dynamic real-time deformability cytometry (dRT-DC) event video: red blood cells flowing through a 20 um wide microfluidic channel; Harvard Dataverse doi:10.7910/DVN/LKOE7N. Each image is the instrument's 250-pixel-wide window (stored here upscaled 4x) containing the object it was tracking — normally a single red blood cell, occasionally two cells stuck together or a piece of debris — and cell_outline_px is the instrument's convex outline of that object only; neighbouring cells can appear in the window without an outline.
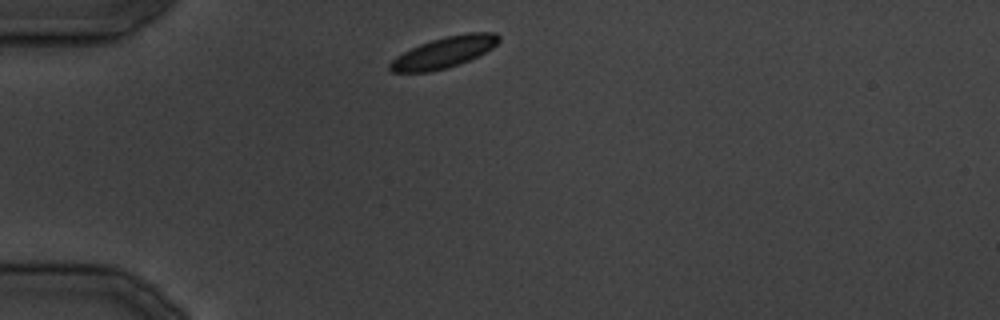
{"species": "common noctule bat (a hibernating species)", "species_latin": "Nyctalus noctula", "temperature_condition": "cold", "stored_images_in_passage": 26, "camera_frame_rate_fps": 3000, "um_per_image_px": 0.085, "animal": {"sex": "male", "body_mass_g": 19.5, "forearm_length_mm": 54.6}, "frame": {"image": 1, "passage_image": 1, "time_ms": 0.0, "image_size_px": [1000, 320], "cell_outline_px": [[500, 40], [492, 48], [460, 64], [448, 68], [428, 72], [392, 72], [388, 68], [388, 64], [396, 56], [420, 44], [432, 40], [464, 32], [496, 32], [500, 36]], "centroid_in_image_um": [37.74, 4.45], "position_along_channel_um": 47.3, "area_um2": 19.59}}
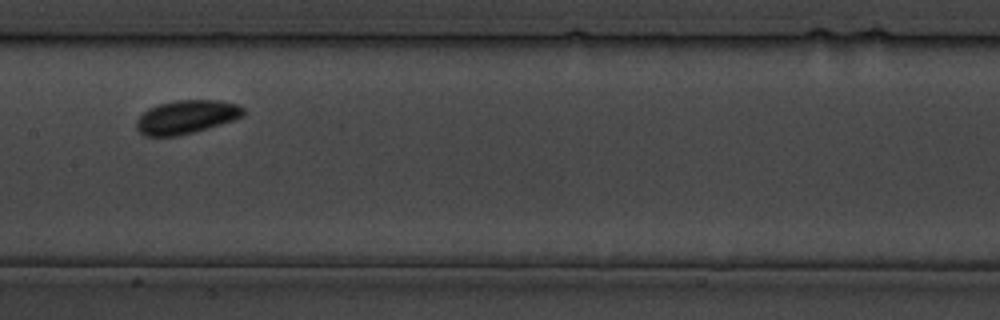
{"frame": {"image": 2, "passage_image": 10, "time_ms": 11.0, "image_size_px": [1000, 320], "cell_outline_px": [[244, 116], [220, 124], [180, 136], [144, 136], [136, 128], [136, 120], [148, 108], [160, 104], [176, 100], [220, 100], [236, 104], [244, 108]], "centroid_in_image_um": [15.83, 9.94], "position_along_channel_um": 191.6, "area_um2": 20.81}}
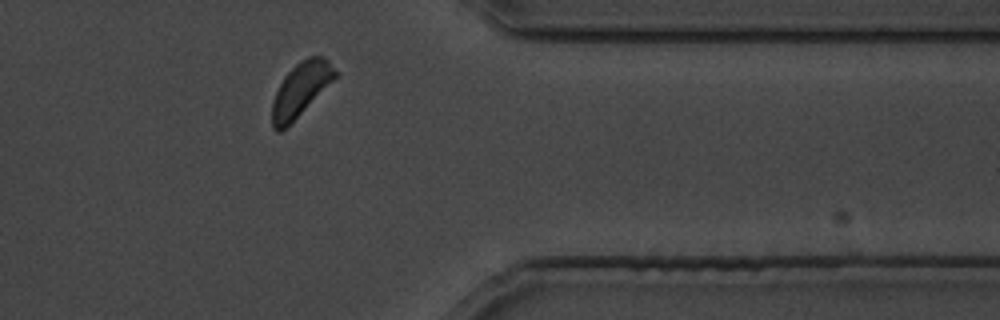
{"frame": {"image": 3, "passage_image": 21, "time_ms": 24.333, "image_size_px": [1000, 320], "cell_outline_px": [[336, 76], [280, 132], [276, 132], [272, 128], [272, 100], [284, 76], [300, 60], [308, 56], [324, 56], [328, 60], [336, 72]], "centroid_in_image_um": [25.51, 7.57], "position_along_channel_um": 385.9, "area_um2": 18.84}}